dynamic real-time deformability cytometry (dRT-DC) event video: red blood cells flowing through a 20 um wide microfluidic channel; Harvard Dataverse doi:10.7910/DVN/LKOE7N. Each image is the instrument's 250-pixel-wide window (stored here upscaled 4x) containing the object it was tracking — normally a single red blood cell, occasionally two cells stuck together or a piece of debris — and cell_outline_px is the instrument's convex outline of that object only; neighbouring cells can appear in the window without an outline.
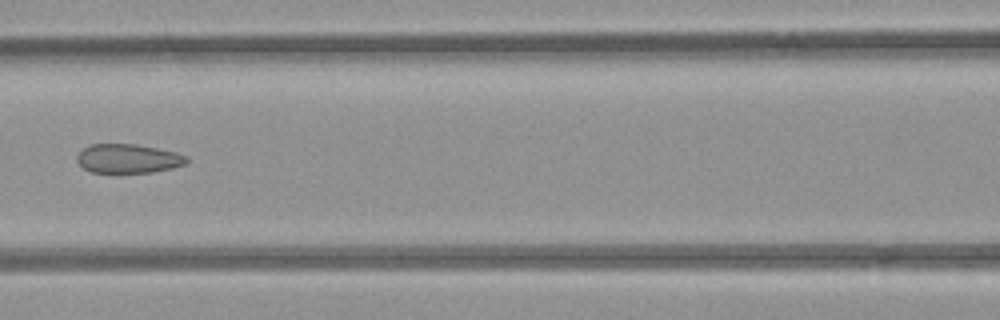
{"species": "common noctule bat (a hibernating species)", "species_latin": "Nyctalus noctula", "temperature_condition": "room temperature", "stored_images_in_passage": 7, "camera_frame_rate_fps": 3000, "um_per_image_px": 0.085, "animal": {"sex": "female", "body_mass_g": 21.9}, "frame": {"image": 1, "passage_image": 7, "time_ms": 6.667, "image_size_px": [1000, 320], "cell_outline_px": [[188, 160], [184, 164], [172, 168], [152, 172], [92, 172], [84, 168], [76, 160], [76, 156], [84, 148], [92, 144], [136, 144], [176, 152], [188, 156]], "centroid_in_image_um": [10.9, 13.47], "position_along_channel_um": 155.7, "area_um2": 18.38}}